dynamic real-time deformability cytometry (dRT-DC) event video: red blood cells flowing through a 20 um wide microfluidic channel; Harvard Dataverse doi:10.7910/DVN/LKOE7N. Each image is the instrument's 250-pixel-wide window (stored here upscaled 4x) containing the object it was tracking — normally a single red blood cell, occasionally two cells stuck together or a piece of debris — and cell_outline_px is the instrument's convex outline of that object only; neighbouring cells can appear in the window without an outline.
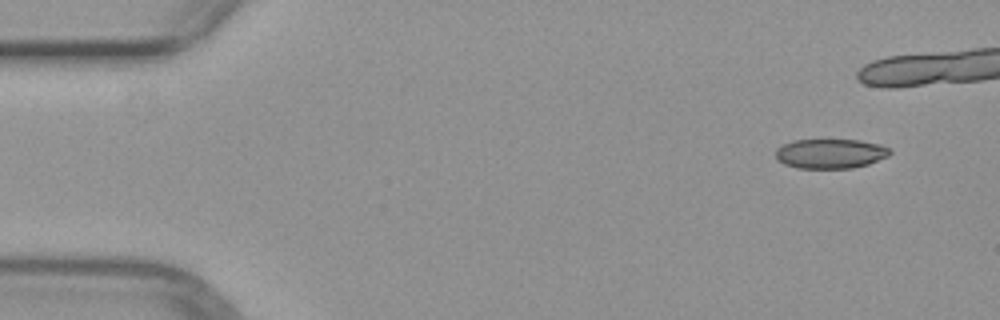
{"species": "common noctule bat (a hibernating species)", "species_latin": "Nyctalus noctula", "temperature_condition": "warm", "stored_images_in_passage": 36, "camera_frame_rate_fps": 3000, "um_per_image_px": 0.085, "animal": {"sex": "female", "body_mass_g": 29.2, "forearm_length_mm": 56.3}, "frame": {"image": 1, "passage_image": 1, "time_ms": 0.0, "image_size_px": [1000, 320], "cell_outline_px": [[892, 152], [888, 156], [868, 164], [852, 168], [796, 168], [784, 164], [776, 160], [776, 148], [792, 140], [860, 140], [880, 144], [888, 148]], "centroid_in_image_um": [70.56, 13.06], "position_along_channel_um": 14.4, "area_um2": 19.77}}
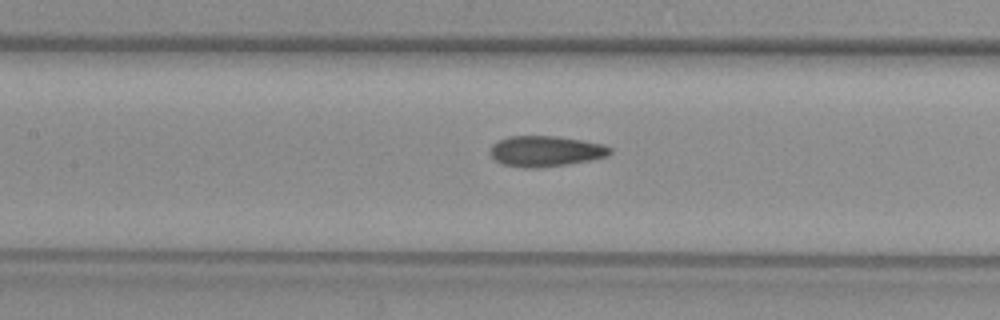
{"frame": {"image": 2, "passage_image": 20, "time_ms": 6.333, "image_size_px": [1000, 320], "cell_outline_px": [[612, 152], [608, 156], [592, 160], [568, 164], [536, 168], [524, 168], [500, 164], [492, 156], [492, 144], [508, 136], [556, 136], [580, 140], [600, 144], [612, 148]], "centroid_in_image_um": [46.39, 12.86], "position_along_channel_um": 161.0, "area_um2": 21.33}}
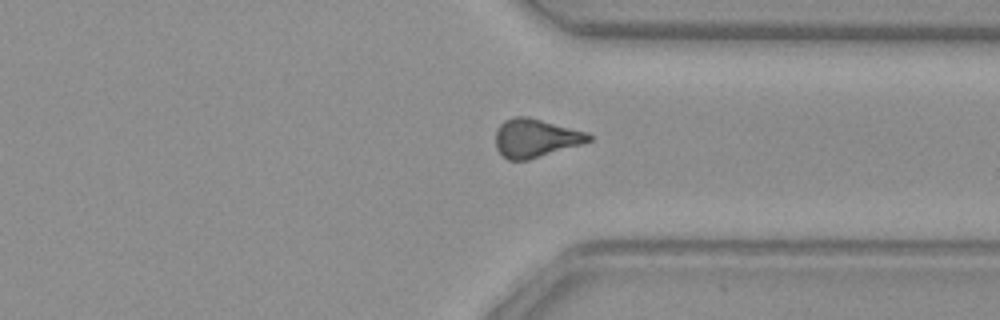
{"frame": {"image": 3, "passage_image": 35, "time_ms": 11.333, "image_size_px": [1000, 320], "cell_outline_px": [[592, 140], [584, 144], [528, 160], [508, 160], [496, 148], [496, 128], [504, 120], [512, 116], [528, 116], [588, 132], [592, 136]], "centroid_in_image_um": [45.54, 11.72], "position_along_channel_um": 365.9, "area_um2": 21.15}}